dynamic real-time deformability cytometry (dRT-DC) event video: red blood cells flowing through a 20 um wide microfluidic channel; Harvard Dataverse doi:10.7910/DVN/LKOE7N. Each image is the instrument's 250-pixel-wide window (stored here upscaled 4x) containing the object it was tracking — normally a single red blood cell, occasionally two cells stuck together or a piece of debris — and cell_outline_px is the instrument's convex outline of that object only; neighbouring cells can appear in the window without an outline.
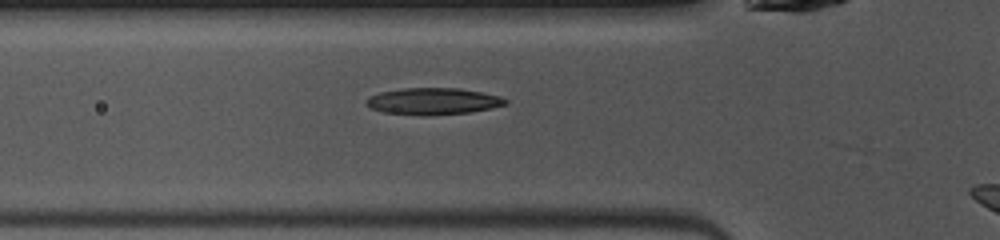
{"species": "common noctule bat (a hibernating species)", "species_latin": "Nyctalus noctula", "temperature_condition": "warm", "stored_images_in_passage": 23, "camera_frame_rate_fps": 3000, "um_per_image_px": 0.085, "animal": {"sex": "female", "body_mass_g": 10.0, "forearm_length_mm": 53.1}, "frame": {"image": 1, "passage_image": 8, "time_ms": 2.333, "image_size_px": [1000, 240], "cell_outline_px": [[508, 104], [492, 108], [468, 112], [384, 112], [372, 108], [368, 104], [368, 100], [372, 96], [380, 92], [404, 88], [460, 88], [500, 96], [508, 100]], "centroid_in_image_um": [36.92, 8.54], "position_along_channel_um": 88.9, "area_um2": 20.17}}
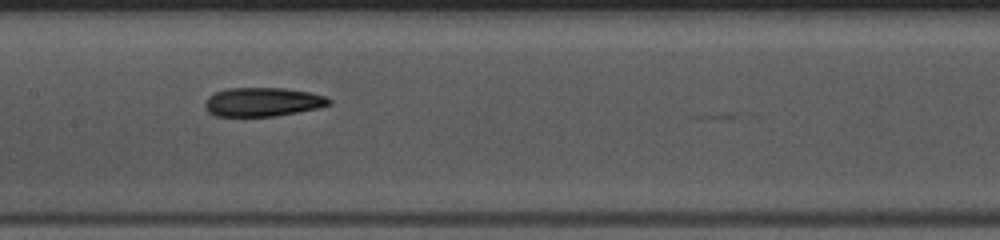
{"frame": {"image": 2, "passage_image": 15, "time_ms": 4.667, "image_size_px": [1000, 240], "cell_outline_px": [[332, 104], [316, 108], [296, 112], [272, 116], [216, 116], [208, 112], [204, 108], [204, 100], [208, 96], [216, 92], [228, 88], [284, 88], [312, 92], [324, 96], [332, 100]], "centroid_in_image_um": [22.3, 8.66], "position_along_channel_um": 185.1, "area_um2": 20.92}}
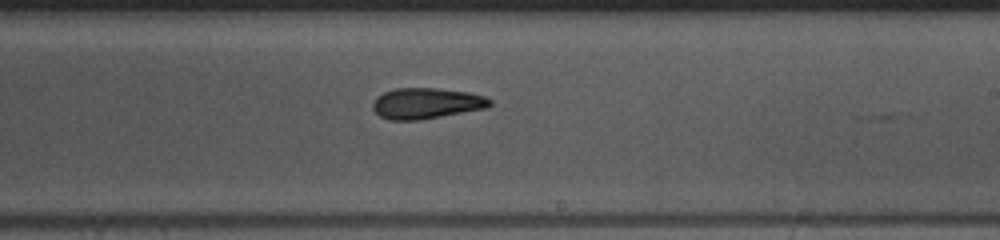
{"frame": {"image": 3, "passage_image": 20, "time_ms": 6.333, "image_size_px": [1000, 240], "cell_outline_px": [[492, 104], [488, 108], [416, 120], [388, 120], [380, 116], [372, 108], [372, 104], [376, 96], [384, 92], [396, 88], [436, 88], [468, 92], [484, 96], [492, 100]], "centroid_in_image_um": [36.23, 8.78], "position_along_channel_um": 252.8, "area_um2": 21.04}}